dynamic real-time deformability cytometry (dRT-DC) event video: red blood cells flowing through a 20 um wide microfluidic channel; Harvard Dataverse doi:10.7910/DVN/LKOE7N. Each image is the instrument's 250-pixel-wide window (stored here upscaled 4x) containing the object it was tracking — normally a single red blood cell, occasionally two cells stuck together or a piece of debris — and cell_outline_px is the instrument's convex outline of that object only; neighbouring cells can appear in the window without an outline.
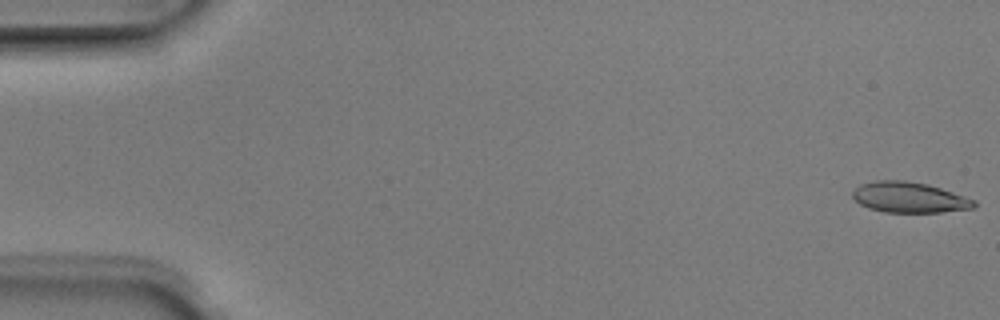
{"species": "Egyptian fruit bat (a non-hibernating species)", "species_latin": "Rousettus aegyptiacus", "temperature_condition": "room temperature", "stored_images_in_passage": 5, "camera_frame_rate_fps": 3000, "um_per_image_px": 0.085, "animal": {"sex": "male"}, "frame": {"image": 1, "passage_image": 1, "time_ms": 0.0, "image_size_px": [1000, 320], "cell_outline_px": [[976, 208], [940, 212], [884, 212], [868, 208], [860, 204], [852, 196], [852, 192], [860, 184], [876, 180], [904, 180], [928, 184], [976, 200]], "centroid_in_image_um": [77.29, 16.78], "position_along_channel_um": 7.7, "area_um2": 21.68}}
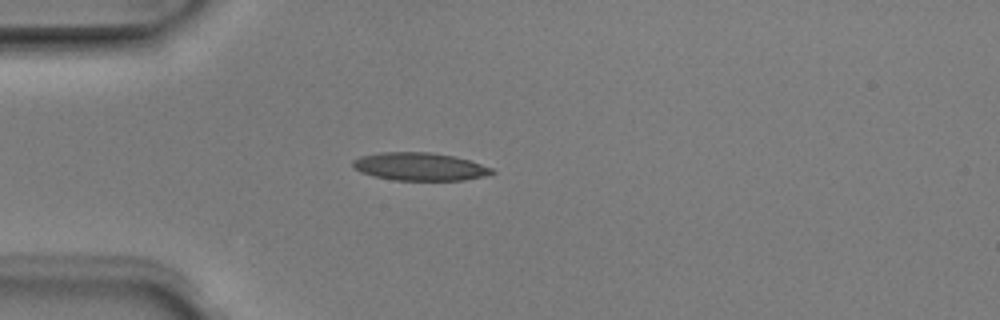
{"frame": {"image": 2, "passage_image": 5, "time_ms": 1.333, "image_size_px": [1000, 320], "cell_outline_px": [[496, 172], [484, 176], [464, 180], [396, 180], [372, 176], [360, 172], [352, 168], [352, 160], [360, 156], [380, 152], [432, 152], [452, 156], [468, 160], [492, 168]], "centroid_in_image_um": [35.62, 14.16], "position_along_channel_um": 49.4, "area_um2": 22.66}}